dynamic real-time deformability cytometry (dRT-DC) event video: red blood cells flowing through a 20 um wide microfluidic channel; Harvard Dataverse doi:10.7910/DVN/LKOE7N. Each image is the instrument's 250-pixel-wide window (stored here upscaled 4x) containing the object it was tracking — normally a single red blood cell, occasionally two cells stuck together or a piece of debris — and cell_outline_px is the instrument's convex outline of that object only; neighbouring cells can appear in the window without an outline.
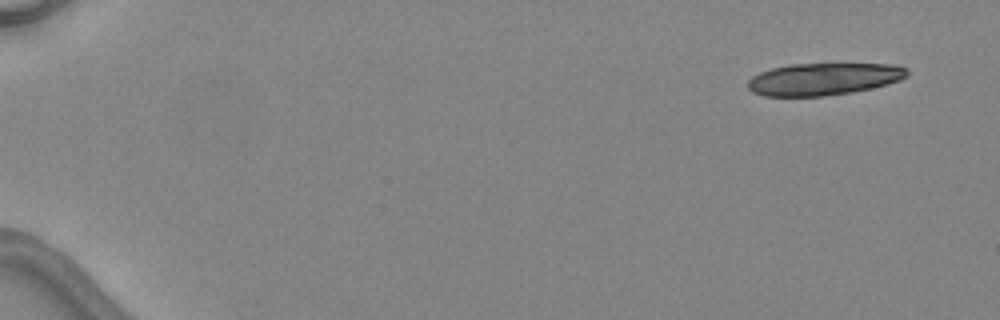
{"species": "common noctule bat (a hibernating species)", "species_latin": "Nyctalus noctula", "temperature_condition": "warm", "stored_images_in_passage": 2, "camera_frame_rate_fps": 3000, "um_per_image_px": 0.085, "animal": {"sex": "female", "body_mass_g": 24.6, "forearm_length_mm": 56.2}, "frame": {"image": 1, "passage_image": 1, "time_ms": 0.0, "image_size_px": [1000, 320], "cell_outline_px": [[908, 76], [900, 80], [888, 84], [852, 92], [824, 96], [764, 96], [752, 92], [748, 88], [748, 80], [752, 76], [760, 72], [772, 68], [788, 64], [900, 64], [908, 68]], "centroid_in_image_um": [70.03, 6.71], "position_along_channel_um": 15.0, "area_um2": 30.06}}